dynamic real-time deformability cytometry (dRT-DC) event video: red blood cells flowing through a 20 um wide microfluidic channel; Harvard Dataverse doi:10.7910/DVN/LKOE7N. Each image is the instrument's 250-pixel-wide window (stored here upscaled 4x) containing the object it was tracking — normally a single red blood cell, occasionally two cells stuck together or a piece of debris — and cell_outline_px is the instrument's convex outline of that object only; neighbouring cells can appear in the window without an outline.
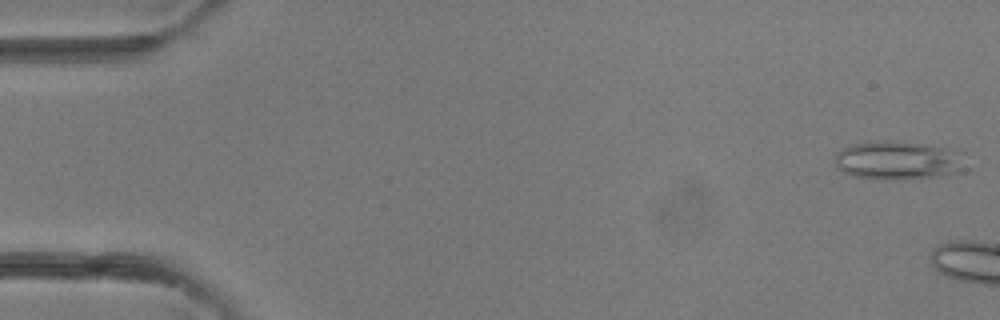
{"species": "common noctule bat (a hibernating species)", "species_latin": "Nyctalus noctula", "temperature_condition": "room temperature", "stored_images_in_passage": 4, "camera_frame_rate_fps": 3000, "um_per_image_px": 0.085, "animal": {"sex": "female"}, "frame": {"image": 1, "passage_image": 1, "time_ms": 0.0, "image_size_px": [1000, 320], "cell_outline_px": [[968, 168], [964, 172], [944, 176], [852, 176], [836, 168], [836, 152], [840, 148], [852, 144], [872, 140], [884, 140], [924, 144], [948, 148], [964, 152]], "centroid_in_image_um": [76.43, 13.57], "position_along_channel_um": 8.6, "area_um2": 28.96}}